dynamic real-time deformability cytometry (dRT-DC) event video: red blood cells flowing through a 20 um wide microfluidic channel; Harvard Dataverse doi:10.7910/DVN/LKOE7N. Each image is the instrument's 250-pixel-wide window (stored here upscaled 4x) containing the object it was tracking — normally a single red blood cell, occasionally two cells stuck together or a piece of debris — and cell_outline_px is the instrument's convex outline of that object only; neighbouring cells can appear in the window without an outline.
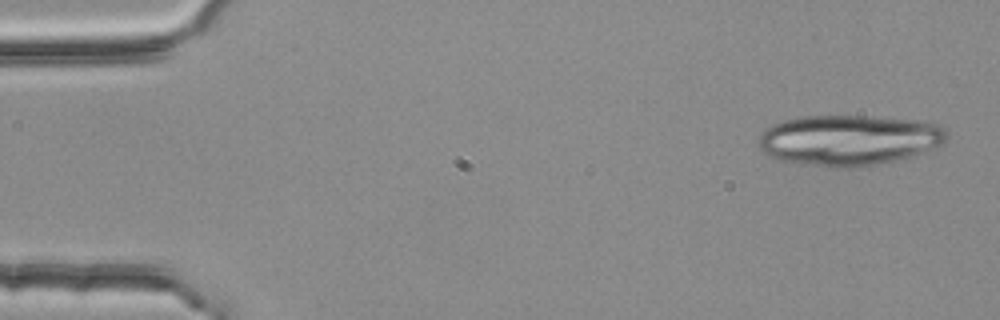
{"species": "common noctule bat (a hibernating species)", "species_latin": "Nyctalus noctula", "temperature_condition": "room temperature", "stored_images_in_passage": 6, "camera_frame_rate_fps": 3000, "um_per_image_px": 0.085, "animal": {"sex": "female", "body_mass_g": 25.1}, "frame": {"image": 1, "passage_image": 1, "time_ms": 0.0, "image_size_px": [1000, 320], "cell_outline_px": [[948, 136], [944, 140], [912, 156], [876, 164], [852, 168], [824, 168], [780, 160], [764, 152], [760, 148], [760, 132], [772, 124], [784, 120], [800, 116], [864, 116], [916, 120], [940, 124], [944, 128]], "centroid_in_image_um": [72.1, 11.91], "position_along_channel_um": 12.9, "area_um2": 55.2}}
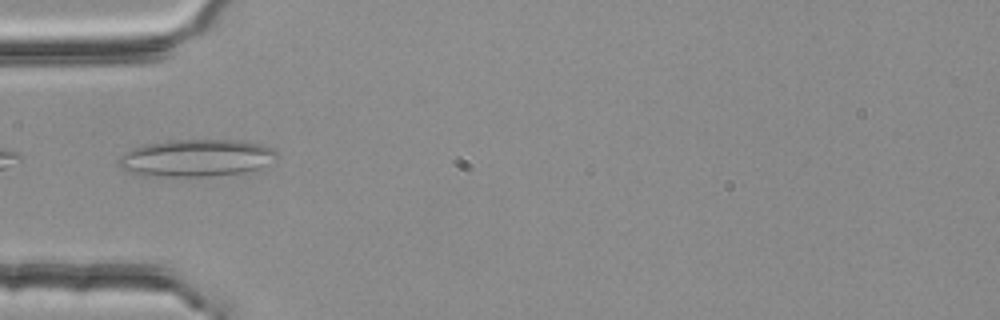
{"frame": {"image": 2, "passage_image": 5, "time_ms": 1.333, "image_size_px": [1000, 320], "cell_outline_px": [[276, 156], [256, 168], [244, 172], [208, 176], [140, 176], [120, 168], [116, 160], [124, 152], [144, 144], [172, 140], [240, 140], [264, 144], [272, 148], [276, 152]], "centroid_in_image_um": [16.58, 13.42], "position_along_channel_um": 68.4, "area_um2": 34.16}}